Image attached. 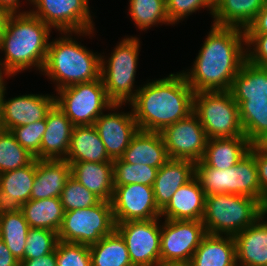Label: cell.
Here are the masks:
<instances>
[{"label":"cell","instance_id":"6da1fadb","mask_svg":"<svg viewBox=\"0 0 267 266\" xmlns=\"http://www.w3.org/2000/svg\"><path fill=\"white\" fill-rule=\"evenodd\" d=\"M211 27L190 72H181L194 93L230 91L246 61L245 30L213 24Z\"/></svg>","mask_w":267,"mask_h":266},{"label":"cell","instance_id":"7a4b0ae2","mask_svg":"<svg viewBox=\"0 0 267 266\" xmlns=\"http://www.w3.org/2000/svg\"><path fill=\"white\" fill-rule=\"evenodd\" d=\"M194 91L181 72L139 87L129 102L139 130L161 132L193 112Z\"/></svg>","mask_w":267,"mask_h":266},{"label":"cell","instance_id":"3957f363","mask_svg":"<svg viewBox=\"0 0 267 266\" xmlns=\"http://www.w3.org/2000/svg\"><path fill=\"white\" fill-rule=\"evenodd\" d=\"M51 29L27 11L11 14L0 38V50L5 54L4 61H0V71L4 76L11 77L32 67L42 72Z\"/></svg>","mask_w":267,"mask_h":266},{"label":"cell","instance_id":"277c9868","mask_svg":"<svg viewBox=\"0 0 267 266\" xmlns=\"http://www.w3.org/2000/svg\"><path fill=\"white\" fill-rule=\"evenodd\" d=\"M63 37L49 42L48 52L42 72L53 82L56 91L78 83L100 78L101 55L86 49L73 39L71 34L90 35L93 30L81 32H60Z\"/></svg>","mask_w":267,"mask_h":266},{"label":"cell","instance_id":"5b68a950","mask_svg":"<svg viewBox=\"0 0 267 266\" xmlns=\"http://www.w3.org/2000/svg\"><path fill=\"white\" fill-rule=\"evenodd\" d=\"M194 177L206 196L229 193L255 198L264 206L267 202L258 181L255 144L236 165L225 170L208 167L202 160L195 163Z\"/></svg>","mask_w":267,"mask_h":266},{"label":"cell","instance_id":"8992f818","mask_svg":"<svg viewBox=\"0 0 267 266\" xmlns=\"http://www.w3.org/2000/svg\"><path fill=\"white\" fill-rule=\"evenodd\" d=\"M265 214L257 199L229 193L212 194L205 198L202 223L207 234L235 236Z\"/></svg>","mask_w":267,"mask_h":266},{"label":"cell","instance_id":"52a82bcc","mask_svg":"<svg viewBox=\"0 0 267 266\" xmlns=\"http://www.w3.org/2000/svg\"><path fill=\"white\" fill-rule=\"evenodd\" d=\"M130 37L123 38L116 45L108 61L101 56L100 77L108 98L115 104L130 102L138 91L133 88L140 41L137 37Z\"/></svg>","mask_w":267,"mask_h":266},{"label":"cell","instance_id":"ba28073f","mask_svg":"<svg viewBox=\"0 0 267 266\" xmlns=\"http://www.w3.org/2000/svg\"><path fill=\"white\" fill-rule=\"evenodd\" d=\"M193 112L198 116L208 139L245 136L239 106L230 91L194 93Z\"/></svg>","mask_w":267,"mask_h":266},{"label":"cell","instance_id":"9c48e42d","mask_svg":"<svg viewBox=\"0 0 267 266\" xmlns=\"http://www.w3.org/2000/svg\"><path fill=\"white\" fill-rule=\"evenodd\" d=\"M116 230L111 202L64 213L58 240L66 243L92 245Z\"/></svg>","mask_w":267,"mask_h":266},{"label":"cell","instance_id":"30bf717a","mask_svg":"<svg viewBox=\"0 0 267 266\" xmlns=\"http://www.w3.org/2000/svg\"><path fill=\"white\" fill-rule=\"evenodd\" d=\"M55 105L74 126L94 125L96 119L114 103L108 98L101 77L57 91Z\"/></svg>","mask_w":267,"mask_h":266},{"label":"cell","instance_id":"8fae6325","mask_svg":"<svg viewBox=\"0 0 267 266\" xmlns=\"http://www.w3.org/2000/svg\"><path fill=\"white\" fill-rule=\"evenodd\" d=\"M161 226L160 265H188L207 234L200 220H167Z\"/></svg>","mask_w":267,"mask_h":266},{"label":"cell","instance_id":"7c38bea8","mask_svg":"<svg viewBox=\"0 0 267 266\" xmlns=\"http://www.w3.org/2000/svg\"><path fill=\"white\" fill-rule=\"evenodd\" d=\"M35 8L27 11L60 32L94 30L89 0H27Z\"/></svg>","mask_w":267,"mask_h":266},{"label":"cell","instance_id":"4fadbf2b","mask_svg":"<svg viewBox=\"0 0 267 266\" xmlns=\"http://www.w3.org/2000/svg\"><path fill=\"white\" fill-rule=\"evenodd\" d=\"M160 218L116 224L124 239L133 266L160 265Z\"/></svg>","mask_w":267,"mask_h":266},{"label":"cell","instance_id":"5bb4252c","mask_svg":"<svg viewBox=\"0 0 267 266\" xmlns=\"http://www.w3.org/2000/svg\"><path fill=\"white\" fill-rule=\"evenodd\" d=\"M160 133L170 159L189 160L194 163L202 160L208 137L194 112L165 127Z\"/></svg>","mask_w":267,"mask_h":266},{"label":"cell","instance_id":"9a60e30c","mask_svg":"<svg viewBox=\"0 0 267 266\" xmlns=\"http://www.w3.org/2000/svg\"><path fill=\"white\" fill-rule=\"evenodd\" d=\"M111 205L115 223L161 218L152 186H114Z\"/></svg>","mask_w":267,"mask_h":266},{"label":"cell","instance_id":"2e32d148","mask_svg":"<svg viewBox=\"0 0 267 266\" xmlns=\"http://www.w3.org/2000/svg\"><path fill=\"white\" fill-rule=\"evenodd\" d=\"M6 87L0 95V129L11 130L22 125L46 119L55 105L54 95L26 94L6 100Z\"/></svg>","mask_w":267,"mask_h":266},{"label":"cell","instance_id":"e0dca14e","mask_svg":"<svg viewBox=\"0 0 267 266\" xmlns=\"http://www.w3.org/2000/svg\"><path fill=\"white\" fill-rule=\"evenodd\" d=\"M123 104H113L108 110L113 113H102L95 121L100 139L104 143L108 156L114 160L120 158L128 148L132 138L139 131L138 124L131 112H115Z\"/></svg>","mask_w":267,"mask_h":266},{"label":"cell","instance_id":"ac0fdd59","mask_svg":"<svg viewBox=\"0 0 267 266\" xmlns=\"http://www.w3.org/2000/svg\"><path fill=\"white\" fill-rule=\"evenodd\" d=\"M74 125L56 106L46 115V130L41 140V160H66Z\"/></svg>","mask_w":267,"mask_h":266},{"label":"cell","instance_id":"d6986e66","mask_svg":"<svg viewBox=\"0 0 267 266\" xmlns=\"http://www.w3.org/2000/svg\"><path fill=\"white\" fill-rule=\"evenodd\" d=\"M265 216L263 214L255 223L234 236L237 266H267Z\"/></svg>","mask_w":267,"mask_h":266},{"label":"cell","instance_id":"ffe728a7","mask_svg":"<svg viewBox=\"0 0 267 266\" xmlns=\"http://www.w3.org/2000/svg\"><path fill=\"white\" fill-rule=\"evenodd\" d=\"M206 195L197 179L193 177L181 186L168 204L160 211L167 220H200L205 211Z\"/></svg>","mask_w":267,"mask_h":266},{"label":"cell","instance_id":"44dd1931","mask_svg":"<svg viewBox=\"0 0 267 266\" xmlns=\"http://www.w3.org/2000/svg\"><path fill=\"white\" fill-rule=\"evenodd\" d=\"M70 177L71 166L66 160L36 159L35 179L30 199L60 198Z\"/></svg>","mask_w":267,"mask_h":266},{"label":"cell","instance_id":"7402d4cb","mask_svg":"<svg viewBox=\"0 0 267 266\" xmlns=\"http://www.w3.org/2000/svg\"><path fill=\"white\" fill-rule=\"evenodd\" d=\"M120 159L130 164L159 169L170 158L160 132L139 130Z\"/></svg>","mask_w":267,"mask_h":266},{"label":"cell","instance_id":"603a6c76","mask_svg":"<svg viewBox=\"0 0 267 266\" xmlns=\"http://www.w3.org/2000/svg\"><path fill=\"white\" fill-rule=\"evenodd\" d=\"M195 163L189 160L169 159L157 171L153 191L157 207L162 210L174 193L194 177Z\"/></svg>","mask_w":267,"mask_h":266},{"label":"cell","instance_id":"cb8c5ba5","mask_svg":"<svg viewBox=\"0 0 267 266\" xmlns=\"http://www.w3.org/2000/svg\"><path fill=\"white\" fill-rule=\"evenodd\" d=\"M36 158L24 167L0 173V208H19L31 198Z\"/></svg>","mask_w":267,"mask_h":266},{"label":"cell","instance_id":"d4e9b609","mask_svg":"<svg viewBox=\"0 0 267 266\" xmlns=\"http://www.w3.org/2000/svg\"><path fill=\"white\" fill-rule=\"evenodd\" d=\"M71 176L101 200L111 202L114 190L113 162H68Z\"/></svg>","mask_w":267,"mask_h":266},{"label":"cell","instance_id":"484cf974","mask_svg":"<svg viewBox=\"0 0 267 266\" xmlns=\"http://www.w3.org/2000/svg\"><path fill=\"white\" fill-rule=\"evenodd\" d=\"M188 266H237L234 237L206 234Z\"/></svg>","mask_w":267,"mask_h":266},{"label":"cell","instance_id":"4316f807","mask_svg":"<svg viewBox=\"0 0 267 266\" xmlns=\"http://www.w3.org/2000/svg\"><path fill=\"white\" fill-rule=\"evenodd\" d=\"M67 162H113L94 125L74 126Z\"/></svg>","mask_w":267,"mask_h":266},{"label":"cell","instance_id":"83f0119b","mask_svg":"<svg viewBox=\"0 0 267 266\" xmlns=\"http://www.w3.org/2000/svg\"><path fill=\"white\" fill-rule=\"evenodd\" d=\"M250 147L246 136L208 139L202 161L208 167L225 170L236 165Z\"/></svg>","mask_w":267,"mask_h":266},{"label":"cell","instance_id":"f1b7e54d","mask_svg":"<svg viewBox=\"0 0 267 266\" xmlns=\"http://www.w3.org/2000/svg\"><path fill=\"white\" fill-rule=\"evenodd\" d=\"M267 0H220L214 5L213 25L245 30Z\"/></svg>","mask_w":267,"mask_h":266},{"label":"cell","instance_id":"f546056e","mask_svg":"<svg viewBox=\"0 0 267 266\" xmlns=\"http://www.w3.org/2000/svg\"><path fill=\"white\" fill-rule=\"evenodd\" d=\"M230 92L238 106L245 100L267 99V67L246 60L234 77Z\"/></svg>","mask_w":267,"mask_h":266},{"label":"cell","instance_id":"4dcf8cb0","mask_svg":"<svg viewBox=\"0 0 267 266\" xmlns=\"http://www.w3.org/2000/svg\"><path fill=\"white\" fill-rule=\"evenodd\" d=\"M30 228H41L58 233L64 208L60 198L52 197L41 200L30 199L19 207Z\"/></svg>","mask_w":267,"mask_h":266},{"label":"cell","instance_id":"1f68e13d","mask_svg":"<svg viewBox=\"0 0 267 266\" xmlns=\"http://www.w3.org/2000/svg\"><path fill=\"white\" fill-rule=\"evenodd\" d=\"M29 229L19 208H0V238L19 262L23 261Z\"/></svg>","mask_w":267,"mask_h":266},{"label":"cell","instance_id":"d6a6232c","mask_svg":"<svg viewBox=\"0 0 267 266\" xmlns=\"http://www.w3.org/2000/svg\"><path fill=\"white\" fill-rule=\"evenodd\" d=\"M239 118L251 145L267 144V99L243 101L239 105Z\"/></svg>","mask_w":267,"mask_h":266},{"label":"cell","instance_id":"836d02e7","mask_svg":"<svg viewBox=\"0 0 267 266\" xmlns=\"http://www.w3.org/2000/svg\"><path fill=\"white\" fill-rule=\"evenodd\" d=\"M89 249L92 266H133L126 243L116 230Z\"/></svg>","mask_w":267,"mask_h":266},{"label":"cell","instance_id":"e575fe53","mask_svg":"<svg viewBox=\"0 0 267 266\" xmlns=\"http://www.w3.org/2000/svg\"><path fill=\"white\" fill-rule=\"evenodd\" d=\"M129 13L134 24L142 31L157 24H171L166 0H129Z\"/></svg>","mask_w":267,"mask_h":266},{"label":"cell","instance_id":"d590c367","mask_svg":"<svg viewBox=\"0 0 267 266\" xmlns=\"http://www.w3.org/2000/svg\"><path fill=\"white\" fill-rule=\"evenodd\" d=\"M35 157L23 148L9 130L0 129V173L29 165Z\"/></svg>","mask_w":267,"mask_h":266},{"label":"cell","instance_id":"8d00e7d4","mask_svg":"<svg viewBox=\"0 0 267 266\" xmlns=\"http://www.w3.org/2000/svg\"><path fill=\"white\" fill-rule=\"evenodd\" d=\"M158 168L143 164H130L120 158L113 160L114 186L144 184L153 186Z\"/></svg>","mask_w":267,"mask_h":266},{"label":"cell","instance_id":"74e56055","mask_svg":"<svg viewBox=\"0 0 267 266\" xmlns=\"http://www.w3.org/2000/svg\"><path fill=\"white\" fill-rule=\"evenodd\" d=\"M64 211H72L92 207L98 204L101 199L85 188L72 176L68 179L60 195Z\"/></svg>","mask_w":267,"mask_h":266},{"label":"cell","instance_id":"f35d334b","mask_svg":"<svg viewBox=\"0 0 267 266\" xmlns=\"http://www.w3.org/2000/svg\"><path fill=\"white\" fill-rule=\"evenodd\" d=\"M58 241V233L55 231L30 228L26 237L23 260L39 258L53 252Z\"/></svg>","mask_w":267,"mask_h":266},{"label":"cell","instance_id":"ab89813d","mask_svg":"<svg viewBox=\"0 0 267 266\" xmlns=\"http://www.w3.org/2000/svg\"><path fill=\"white\" fill-rule=\"evenodd\" d=\"M46 130V119L12 128L10 131L17 142L36 159L41 160V140Z\"/></svg>","mask_w":267,"mask_h":266},{"label":"cell","instance_id":"60d3db41","mask_svg":"<svg viewBox=\"0 0 267 266\" xmlns=\"http://www.w3.org/2000/svg\"><path fill=\"white\" fill-rule=\"evenodd\" d=\"M57 266H92L88 245L58 241L56 245Z\"/></svg>","mask_w":267,"mask_h":266},{"label":"cell","instance_id":"b9f144b4","mask_svg":"<svg viewBox=\"0 0 267 266\" xmlns=\"http://www.w3.org/2000/svg\"><path fill=\"white\" fill-rule=\"evenodd\" d=\"M201 8H208L211 15L214 13V5L210 0H166V10L171 25L184 20Z\"/></svg>","mask_w":267,"mask_h":266},{"label":"cell","instance_id":"7bdbcfd3","mask_svg":"<svg viewBox=\"0 0 267 266\" xmlns=\"http://www.w3.org/2000/svg\"><path fill=\"white\" fill-rule=\"evenodd\" d=\"M245 37L246 60L253 65L267 67V34H245Z\"/></svg>","mask_w":267,"mask_h":266},{"label":"cell","instance_id":"ee69618b","mask_svg":"<svg viewBox=\"0 0 267 266\" xmlns=\"http://www.w3.org/2000/svg\"><path fill=\"white\" fill-rule=\"evenodd\" d=\"M255 161L260 188L267 195V144H255Z\"/></svg>","mask_w":267,"mask_h":266},{"label":"cell","instance_id":"f6af8a7d","mask_svg":"<svg viewBox=\"0 0 267 266\" xmlns=\"http://www.w3.org/2000/svg\"><path fill=\"white\" fill-rule=\"evenodd\" d=\"M245 34H267V2L245 29Z\"/></svg>","mask_w":267,"mask_h":266},{"label":"cell","instance_id":"bcb514c9","mask_svg":"<svg viewBox=\"0 0 267 266\" xmlns=\"http://www.w3.org/2000/svg\"><path fill=\"white\" fill-rule=\"evenodd\" d=\"M20 266H57L56 248L53 252L39 258L23 260Z\"/></svg>","mask_w":267,"mask_h":266},{"label":"cell","instance_id":"7dc6e473","mask_svg":"<svg viewBox=\"0 0 267 266\" xmlns=\"http://www.w3.org/2000/svg\"><path fill=\"white\" fill-rule=\"evenodd\" d=\"M0 266H20L19 260L11 253L0 238Z\"/></svg>","mask_w":267,"mask_h":266},{"label":"cell","instance_id":"c3c4849f","mask_svg":"<svg viewBox=\"0 0 267 266\" xmlns=\"http://www.w3.org/2000/svg\"><path fill=\"white\" fill-rule=\"evenodd\" d=\"M0 5L3 6L11 14H23L26 12H20V0H0ZM18 10V11H17Z\"/></svg>","mask_w":267,"mask_h":266},{"label":"cell","instance_id":"681fc988","mask_svg":"<svg viewBox=\"0 0 267 266\" xmlns=\"http://www.w3.org/2000/svg\"><path fill=\"white\" fill-rule=\"evenodd\" d=\"M11 13L8 12L3 6L0 5V38L5 30L7 21L10 17Z\"/></svg>","mask_w":267,"mask_h":266},{"label":"cell","instance_id":"f907efd6","mask_svg":"<svg viewBox=\"0 0 267 266\" xmlns=\"http://www.w3.org/2000/svg\"><path fill=\"white\" fill-rule=\"evenodd\" d=\"M4 73L0 71V95L2 92L3 87L6 85L4 82V77H3Z\"/></svg>","mask_w":267,"mask_h":266},{"label":"cell","instance_id":"816d5d0a","mask_svg":"<svg viewBox=\"0 0 267 266\" xmlns=\"http://www.w3.org/2000/svg\"><path fill=\"white\" fill-rule=\"evenodd\" d=\"M213 5H216L220 0H210Z\"/></svg>","mask_w":267,"mask_h":266},{"label":"cell","instance_id":"f5cc1de1","mask_svg":"<svg viewBox=\"0 0 267 266\" xmlns=\"http://www.w3.org/2000/svg\"><path fill=\"white\" fill-rule=\"evenodd\" d=\"M158 266H188V265H158Z\"/></svg>","mask_w":267,"mask_h":266},{"label":"cell","instance_id":"db71d44e","mask_svg":"<svg viewBox=\"0 0 267 266\" xmlns=\"http://www.w3.org/2000/svg\"><path fill=\"white\" fill-rule=\"evenodd\" d=\"M264 210H265V214L267 215V202H266V204L264 206Z\"/></svg>","mask_w":267,"mask_h":266}]
</instances>
